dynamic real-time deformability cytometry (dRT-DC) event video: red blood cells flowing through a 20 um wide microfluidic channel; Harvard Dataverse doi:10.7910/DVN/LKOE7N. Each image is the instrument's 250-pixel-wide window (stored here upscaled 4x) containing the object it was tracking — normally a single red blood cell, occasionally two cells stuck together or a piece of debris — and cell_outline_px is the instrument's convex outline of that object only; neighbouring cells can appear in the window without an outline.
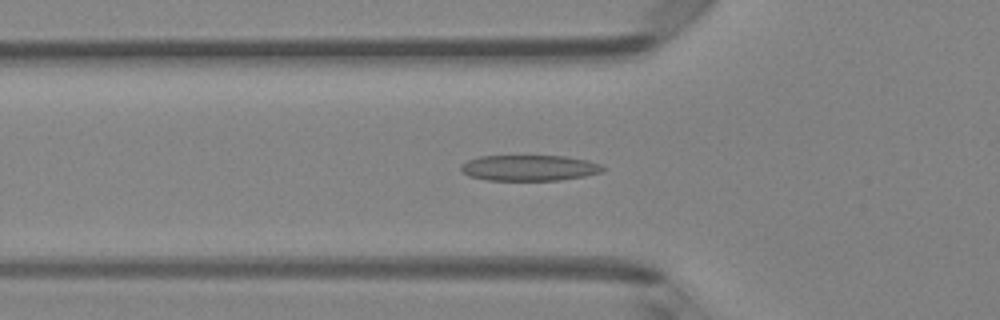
{"species": "Egyptian fruit bat (a non-hibernating species)", "species_latin": "Rousettus aegyptiacus", "temperature_condition": "room temperature", "stored_images_in_passage": 49, "camera_frame_rate_fps": 3000, "um_per_image_px": 0.085, "animal": {"sex": "female"}, "frame": {"image": 1, "passage_image": 17, "time_ms": 5.333, "image_size_px": [1000, 320], "cell_outline_px": [[608, 168], [604, 172], [584, 176], [560, 180], [488, 180], [468, 176], [460, 168], [460, 164], [468, 160], [480, 156], [564, 156], [588, 160], [600, 164]], "centroid_in_image_um": [45.03, 14.27], "position_along_channel_um": 80.8, "area_um2": 21.44}}
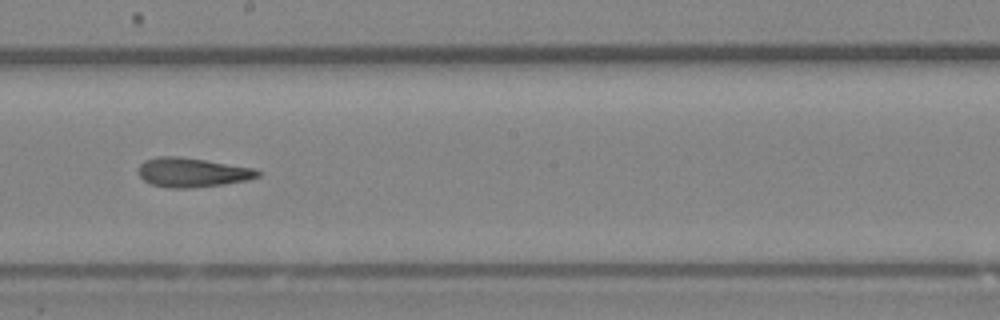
{"frame": {"image": 2, "passage_image": 28, "time_ms": 9.0, "image_size_px": [1000, 320], "cell_outline_px": [[260, 176], [248, 180], [224, 184], [188, 188], [168, 188], [148, 184], [140, 176], [140, 164], [144, 160], [156, 156], [180, 156], [256, 168], [260, 172]], "centroid_in_image_um": [16.34, 14.65], "position_along_channel_um": 231.9, "area_um2": 20.52}}
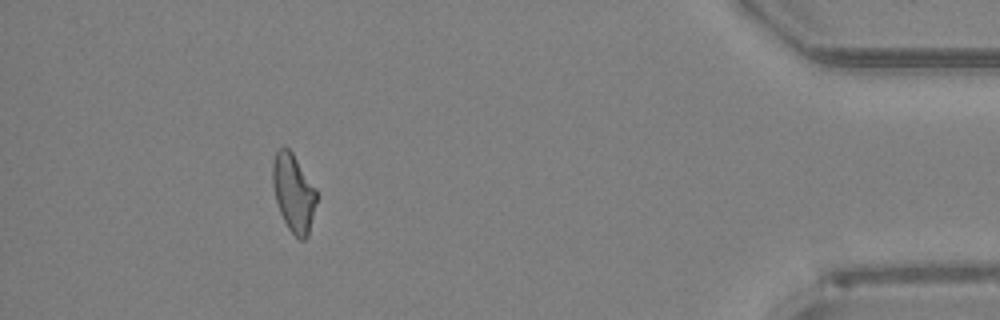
{"frame": {"image": 3, "passage_image": 45, "time_ms": 14.667, "image_size_px": [1000, 320], "cell_outline_px": [[316, 204], [308, 236], [304, 240], [300, 240], [288, 228], [280, 212], [276, 200], [272, 184], [272, 164], [276, 152], [280, 148], [288, 148], [292, 152], [316, 188]], "centroid_in_image_um": [24.95, 16.39], "position_along_channel_um": 410.3, "area_um2": 19.77}, "authors_computed_cell_mechanics": {"area_um2": 20.6924, "velocity_mm_per_s": 4.121, "shape_relaxation_time_tau1_ms": 4.137, "shape_relaxation_time_tau2_ms": 2.5576, "deformation_change_tau1": 0.1476, "deformation_change_tau2": 0.1289}}